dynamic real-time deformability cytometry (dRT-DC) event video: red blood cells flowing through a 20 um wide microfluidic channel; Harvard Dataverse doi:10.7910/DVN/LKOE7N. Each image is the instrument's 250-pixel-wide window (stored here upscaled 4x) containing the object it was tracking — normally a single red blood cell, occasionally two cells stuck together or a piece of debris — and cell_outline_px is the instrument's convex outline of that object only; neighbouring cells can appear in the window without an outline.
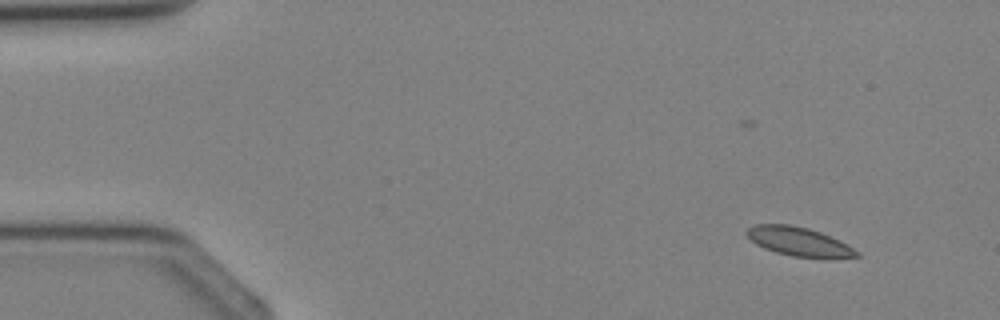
{"species": "Egyptian fruit bat (a non-hibernating species)", "species_latin": "Rousettus aegyptiacus", "temperature_condition": "cold", "stored_images_in_passage": 4, "camera_frame_rate_fps": 3000, "um_per_image_px": 0.085, "animal": {"sex": "female"}, "frame": {"image": 1, "passage_image": 2, "time_ms": 1.0, "image_size_px": [1000, 320], "cell_outline_px": [[860, 256], [792, 256], [776, 252], [764, 248], [756, 244], [744, 232], [748, 228], [756, 224], [788, 224], [808, 228], [820, 232], [860, 252]], "centroid_in_image_um": [67.79, 20.49], "position_along_channel_um": 17.2, "area_um2": 17.63}}
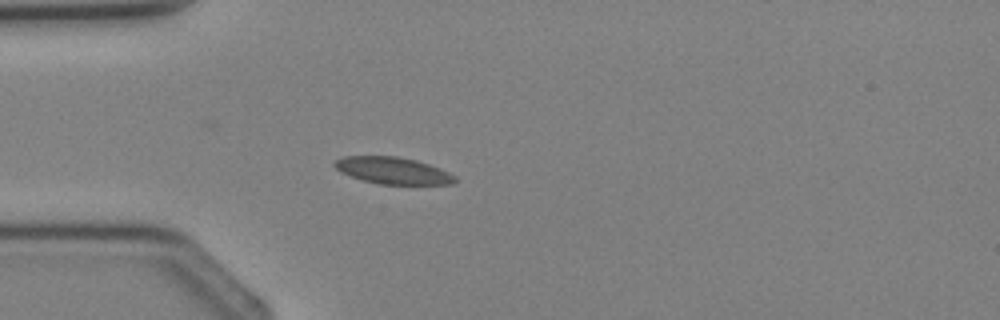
{"frame": {"image": 2, "passage_image": 4, "time_ms": 3.333, "image_size_px": [1000, 320], "cell_outline_px": [[456, 180], [452, 184], [380, 184], [364, 180], [340, 172], [332, 164], [336, 160], [344, 156], [396, 156], [416, 160], [440, 168], [456, 176]], "centroid_in_image_um": [33.39, 14.49], "position_along_channel_um": 51.6, "area_um2": 18.67}}